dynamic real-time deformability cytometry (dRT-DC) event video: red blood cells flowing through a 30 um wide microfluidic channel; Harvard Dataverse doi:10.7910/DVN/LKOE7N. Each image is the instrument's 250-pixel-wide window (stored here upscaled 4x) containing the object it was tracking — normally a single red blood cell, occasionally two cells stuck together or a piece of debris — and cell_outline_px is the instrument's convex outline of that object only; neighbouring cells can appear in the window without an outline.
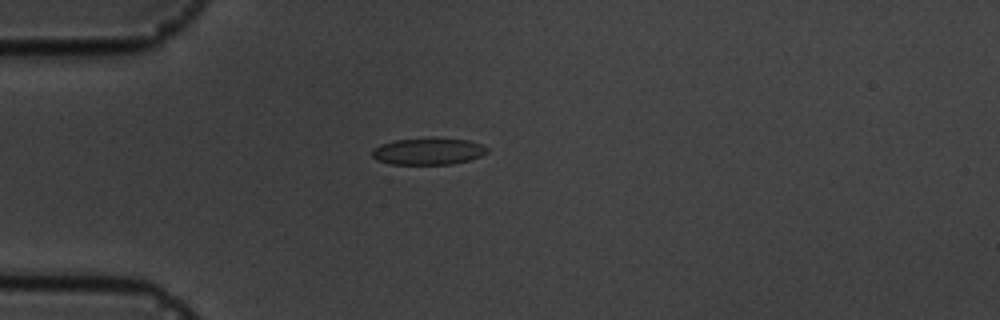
{"species": "common noctule bat (a hibernating species)", "species_latin": "Nyctalus noctula", "temperature_condition": "cold", "stored_images_in_passage": 5, "camera_frame_rate_fps": 3000, "um_per_image_px": 0.085, "animal": {"sex": "male", "body_mass_g": 19.5, "forearm_length_mm": 54.6}, "frame": {"image": 1, "passage_image": 5, "time_ms": 4.333, "image_size_px": [1000, 320], "cell_outline_px": [[488, 152], [480, 156], [468, 160], [452, 164], [388, 164], [376, 160], [372, 156], [372, 148], [380, 144], [396, 140], [468, 140], [480, 144], [488, 148]], "centroid_in_image_um": [36.35, 12.9], "position_along_channel_um": 48.7, "area_um2": 17.34}}